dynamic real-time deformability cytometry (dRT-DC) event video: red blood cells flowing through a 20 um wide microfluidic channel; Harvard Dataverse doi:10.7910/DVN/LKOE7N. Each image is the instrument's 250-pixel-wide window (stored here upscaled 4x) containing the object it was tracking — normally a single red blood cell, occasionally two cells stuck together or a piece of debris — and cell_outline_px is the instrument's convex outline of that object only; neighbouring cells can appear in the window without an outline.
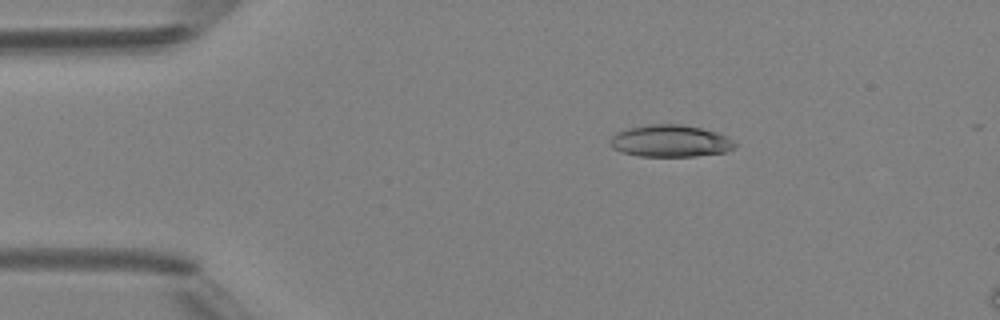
{"species": "Egyptian fruit bat (a non-hibernating species)", "species_latin": "Rousettus aegyptiacus", "temperature_condition": "room temperature", "stored_images_in_passage": 2, "camera_frame_rate_fps": 3000, "um_per_image_px": 0.085, "animal": {"sex": "female"}, "frame": {"image": 1, "passage_image": 1, "time_ms": 0.0, "image_size_px": [1000, 320], "cell_outline_px": [[736, 148], [724, 152], [696, 156], [640, 156], [620, 152], [612, 148], [612, 136], [616, 132], [628, 128], [652, 124], [680, 124], [700, 128], [716, 132], [732, 140], [736, 144]], "centroid_in_image_um": [56.97, 11.99], "position_along_channel_um": 28.0, "area_um2": 23.06}}